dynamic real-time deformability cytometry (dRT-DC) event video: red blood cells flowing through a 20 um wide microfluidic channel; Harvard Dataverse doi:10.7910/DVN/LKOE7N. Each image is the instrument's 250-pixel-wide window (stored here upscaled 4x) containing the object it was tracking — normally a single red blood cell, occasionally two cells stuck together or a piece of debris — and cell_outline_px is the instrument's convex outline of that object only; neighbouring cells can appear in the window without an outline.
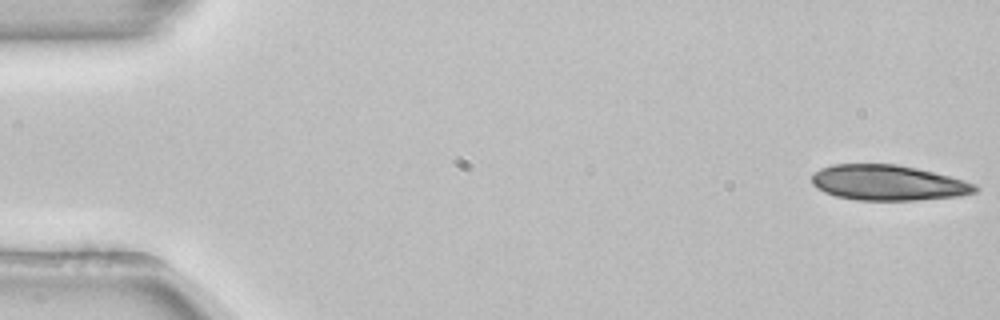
{"species": "common noctule bat (a hibernating species)", "species_latin": "Nyctalus noctula", "temperature_condition": "room temperature", "stored_images_in_passage": 10, "camera_frame_rate_fps": 3000, "um_per_image_px": 0.085, "animal": {"sex": "female", "body_mass_g": 22.7, "forearm_length_mm": 54.2}, "frame": {"image": 1, "passage_image": 1, "time_ms": 0.0, "image_size_px": [1000, 320], "cell_outline_px": [[980, 188], [976, 192], [960, 196], [916, 200], [856, 200], [836, 196], [824, 192], [816, 188], [812, 184], [812, 176], [820, 168], [832, 164], [896, 164], [916, 168], [964, 180], [976, 184]], "centroid_in_image_um": [75.48, 15.54], "position_along_channel_um": 9.5, "area_um2": 33.7}}